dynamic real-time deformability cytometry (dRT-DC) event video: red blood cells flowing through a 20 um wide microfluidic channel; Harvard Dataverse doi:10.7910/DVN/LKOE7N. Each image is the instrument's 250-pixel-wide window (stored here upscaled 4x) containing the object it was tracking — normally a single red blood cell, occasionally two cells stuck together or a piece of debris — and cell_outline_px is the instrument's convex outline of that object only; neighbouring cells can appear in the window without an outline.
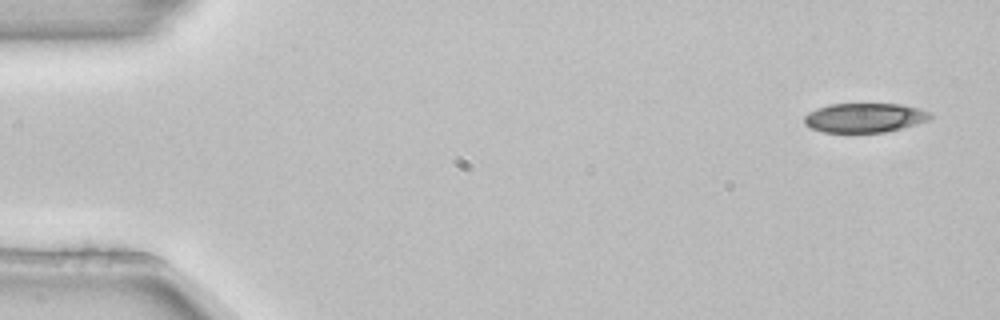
{"species": "common noctule bat (a hibernating species)", "species_latin": "Nyctalus noctula", "temperature_condition": "room temperature", "stored_images_in_passage": 6, "camera_frame_rate_fps": 3000, "um_per_image_px": 0.085, "animal": {"sex": "female", "body_mass_g": 22.7, "forearm_length_mm": 54.2}, "frame": {"image": 1, "passage_image": 6, "time_ms": 1.667, "image_size_px": [1000, 320], "cell_outline_px": [[936, 116], [928, 120], [916, 124], [884, 132], [824, 132], [812, 128], [804, 124], [804, 116], [808, 112], [816, 108], [828, 104], [900, 104], [920, 108], [932, 112]], "centroid_in_image_um": [73.52, 9.99], "position_along_channel_um": 11.5, "area_um2": 21.68}}